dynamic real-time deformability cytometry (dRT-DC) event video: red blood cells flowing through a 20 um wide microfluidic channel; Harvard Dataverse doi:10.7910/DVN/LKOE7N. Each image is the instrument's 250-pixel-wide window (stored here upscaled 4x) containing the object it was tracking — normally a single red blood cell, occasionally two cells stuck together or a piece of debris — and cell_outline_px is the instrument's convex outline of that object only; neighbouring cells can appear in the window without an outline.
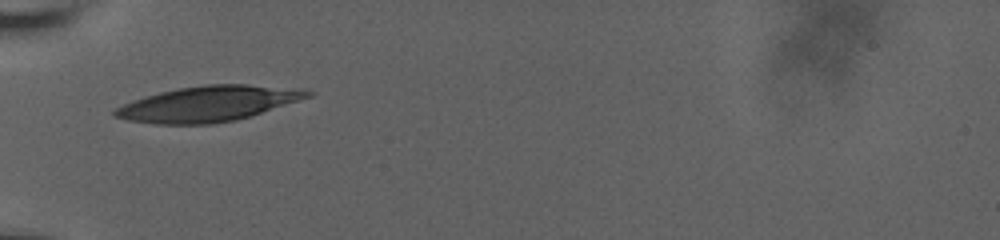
{"species": "human", "species_latin": "Homo sapiens", "temperature_condition": "room temperature", "stored_images_in_passage": 24, "camera_frame_rate_fps": 3000, "um_per_image_px": 0.085, "donor": {"sex": "male"}, "frame": {"image": 1, "passage_image": 1, "time_ms": 0.0, "image_size_px": [1000, 240], "cell_outline_px": [[316, 92], [312, 96], [236, 120], [212, 124], [156, 124], [128, 120], [112, 116], [112, 112], [116, 108], [132, 100], [160, 92], [176, 88], [204, 84], [248, 84], [308, 88]], "centroid_in_image_um": [17.75, 8.8], "position_along_channel_um": 67.2, "area_um2": 40.06}}
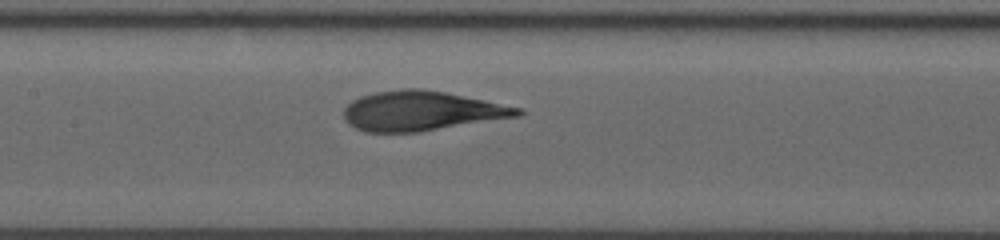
{"frame": {"image": 2, "passage_image": 10, "time_ms": 3.0, "image_size_px": [1000, 240], "cell_outline_px": [[524, 112], [520, 116], [416, 132], [368, 132], [356, 128], [348, 124], [344, 120], [344, 108], [352, 100], [360, 96], [376, 92], [404, 88], [424, 88], [484, 100], [520, 108]], "centroid_in_image_um": [35.78, 9.42], "position_along_channel_um": 171.6, "area_um2": 39.88}}
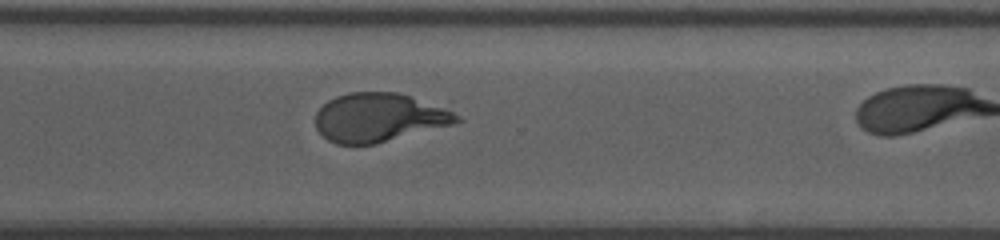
{"frame": {"image": 3, "passage_image": 20, "time_ms": 6.333, "image_size_px": [1000, 240], "cell_outline_px": [[464, 120], [452, 124], [376, 144], [336, 144], [328, 140], [316, 128], [316, 112], [328, 100], [336, 96], [348, 92], [396, 92], [408, 96], [452, 112], [460, 116]], "centroid_in_image_um": [32.15, 10.0], "position_along_channel_um": 338.4, "area_um2": 39.48}}